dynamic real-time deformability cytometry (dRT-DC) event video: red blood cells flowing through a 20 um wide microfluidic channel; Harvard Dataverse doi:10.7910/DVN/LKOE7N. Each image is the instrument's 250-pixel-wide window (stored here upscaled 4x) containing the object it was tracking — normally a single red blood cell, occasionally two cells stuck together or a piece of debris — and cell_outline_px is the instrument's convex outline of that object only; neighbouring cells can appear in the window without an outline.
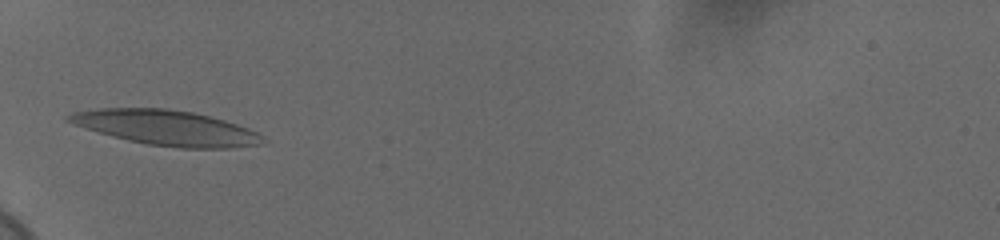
{"species": "human", "species_latin": "Homo sapiens", "temperature_condition": "cold", "stored_images_in_passage": 37, "camera_frame_rate_fps": 3000, "um_per_image_px": 0.085, "donor": {"sex": "female"}, "frame": {"image": 1, "passage_image": 1, "time_ms": 0.0, "image_size_px": [1000, 240], "cell_outline_px": [[264, 144], [232, 148], [180, 148], [148, 144], [128, 140], [112, 136], [64, 120], [64, 116], [72, 112], [100, 108], [164, 108], [192, 112], [224, 120], [248, 128], [264, 136]], "centroid_in_image_um": [14.15, 10.86], "position_along_channel_um": 70.8, "area_um2": 39.36}}
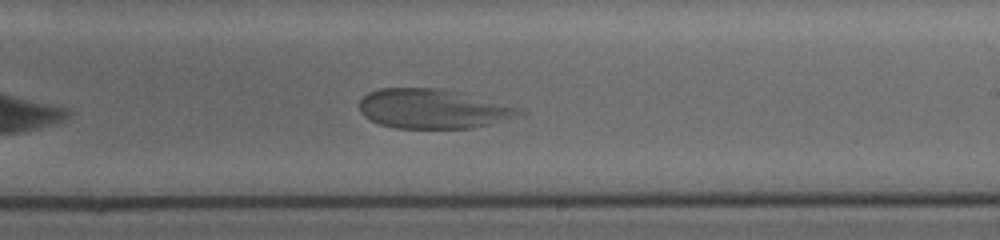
{"frame": {"image": 2, "passage_image": 17, "time_ms": 5.333, "image_size_px": [1000, 240], "cell_outline_px": [[528, 112], [488, 124], [472, 128], [396, 128], [380, 124], [364, 116], [360, 112], [360, 100], [368, 92], [380, 88], [436, 88], [524, 108]], "centroid_in_image_um": [36.77, 9.25], "position_along_channel_um": 252.2, "area_um2": 36.24}}
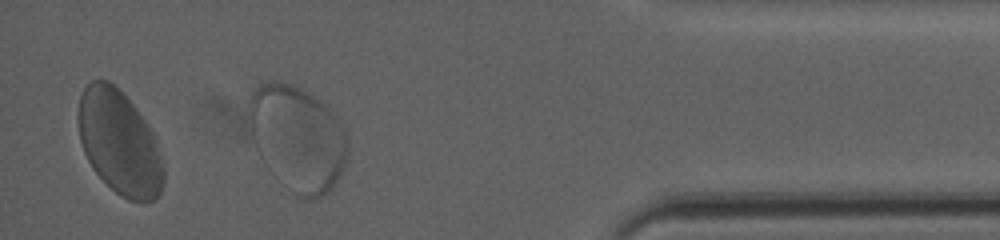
{"frame": {"image": 3, "passage_image": 33, "time_ms": 10.667, "image_size_px": [1000, 240], "cell_outline_px": [[348, 152], [340, 176], [332, 188], [328, 192], [316, 200], [300, 200], [264, 164], [256, 148], [244, 120], [248, 100], [252, 92], [260, 84], [276, 80], [292, 84], [300, 88], [328, 104], [332, 108], [344, 128], [348, 144]], "centroid_in_image_um": [25.25, 11.73], "position_along_channel_um": 409.9, "area_um2": 61.96}}